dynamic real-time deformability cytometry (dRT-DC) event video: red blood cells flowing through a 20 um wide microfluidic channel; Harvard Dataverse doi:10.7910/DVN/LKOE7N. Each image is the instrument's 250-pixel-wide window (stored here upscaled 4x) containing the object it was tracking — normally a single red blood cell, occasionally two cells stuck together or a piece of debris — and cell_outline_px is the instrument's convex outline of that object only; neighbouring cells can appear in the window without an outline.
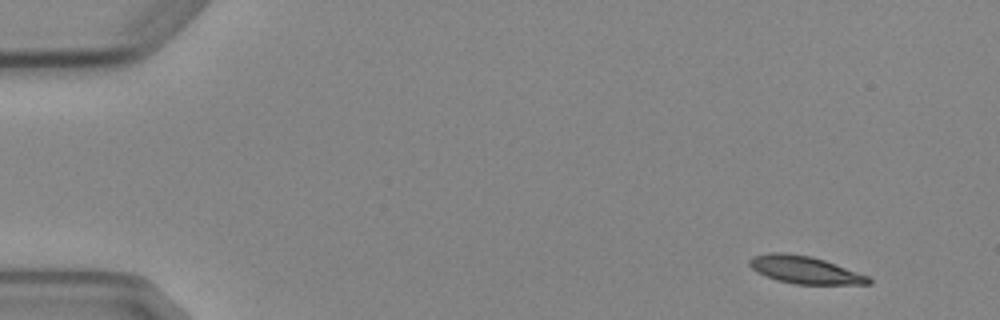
{"species": "Egyptian fruit bat (a non-hibernating species)", "species_latin": "Rousettus aegyptiacus", "temperature_condition": "cold", "stored_images_in_passage": 6, "camera_frame_rate_fps": 3000, "um_per_image_px": 0.085, "animal": {"sex": "female"}, "frame": {"image": 1, "passage_image": 1, "time_ms": 0.0, "image_size_px": [1000, 320], "cell_outline_px": [[872, 284], [796, 284], [776, 280], [756, 272], [748, 264], [748, 260], [752, 256], [768, 252], [784, 252], [812, 256], [824, 260], [868, 276], [872, 280]], "centroid_in_image_um": [68.36, 22.93], "position_along_channel_um": 16.6, "area_um2": 19.13}}
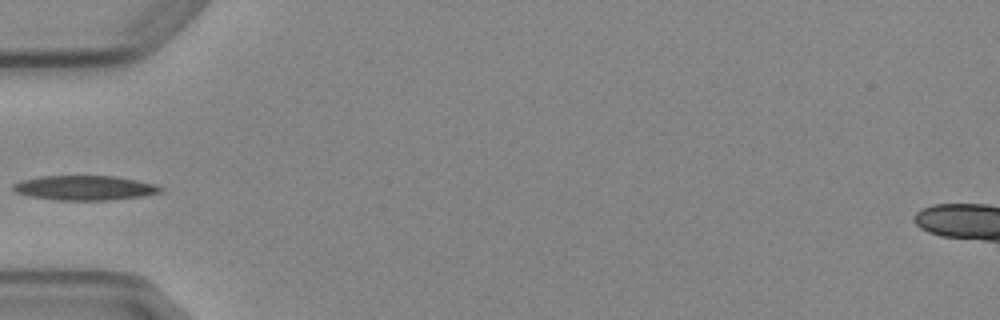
{"frame": {"image": 2, "passage_image": 5, "time_ms": 4.667, "image_size_px": [1000, 320], "cell_outline_px": [[164, 192], [144, 196], [108, 200], [56, 200], [28, 196], [16, 192], [12, 188], [12, 184], [20, 180], [40, 176], [116, 176], [156, 184], [164, 188]], "centroid_in_image_um": [7.22, 15.97], "position_along_channel_um": 77.8, "area_um2": 21.39}}
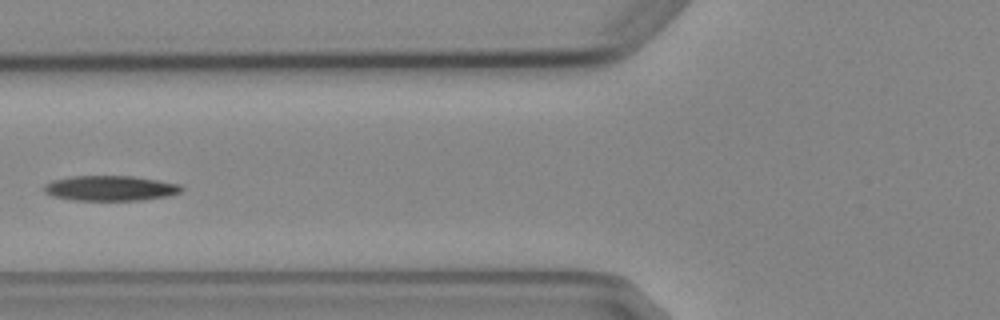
{"frame": {"image": 3, "passage_image": 6, "time_ms": 5.667, "image_size_px": [1000, 320], "cell_outline_px": [[184, 188], [180, 192], [168, 196], [140, 200], [72, 200], [52, 196], [44, 192], [44, 184], [52, 180], [72, 176], [132, 176], [160, 180], [180, 184]], "centroid_in_image_um": [9.37, 15.99], "position_along_channel_um": 116.4, "area_um2": 20.23}}